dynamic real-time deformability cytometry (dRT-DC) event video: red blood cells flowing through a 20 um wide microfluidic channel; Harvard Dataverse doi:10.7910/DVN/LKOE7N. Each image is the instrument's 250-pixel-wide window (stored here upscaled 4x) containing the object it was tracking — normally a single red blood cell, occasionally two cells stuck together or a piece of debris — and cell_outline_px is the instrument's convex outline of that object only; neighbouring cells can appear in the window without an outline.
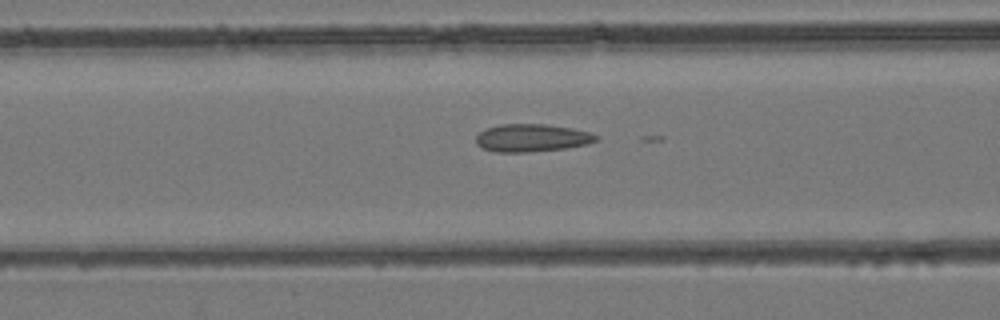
{"species": "common noctule bat (a hibernating species)", "species_latin": "Nyctalus noctula", "temperature_condition": "room temperature", "stored_images_in_passage": 51, "camera_frame_rate_fps": 3000, "um_per_image_px": 0.085, "animal": {"sex": "female", "body_mass_g": 24.6, "forearm_length_mm": 56.2}, "frame": {"image": 1, "passage_image": 21, "time_ms": 6.667, "image_size_px": [1000, 320], "cell_outline_px": [[600, 136], [596, 140], [588, 144], [564, 148], [528, 152], [496, 152], [484, 148], [476, 144], [476, 136], [484, 128], [500, 124], [544, 124], [572, 128], [588, 132]], "centroid_in_image_um": [45.18, 11.71], "position_along_channel_um": 121.4, "area_um2": 19.36}}
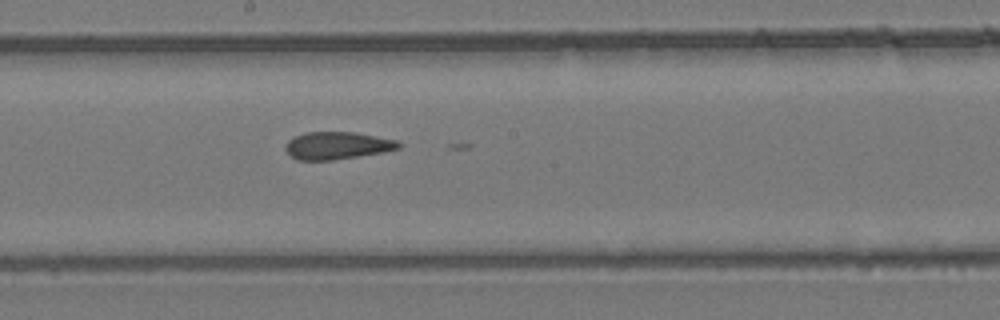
{"frame": {"image": 2, "passage_image": 28, "time_ms": 9.0, "image_size_px": [1000, 320], "cell_outline_px": [[400, 148], [384, 152], [332, 160], [296, 160], [284, 148], [288, 140], [304, 132], [352, 132], [396, 140], [400, 144]], "centroid_in_image_um": [28.64, 12.37], "position_along_channel_um": 219.6, "area_um2": 17.92}}
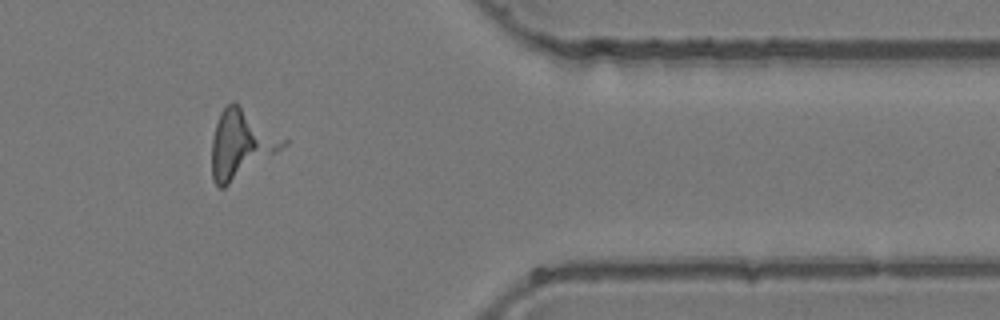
{"frame": {"image": 3, "passage_image": 42, "time_ms": 13.667, "image_size_px": [1000, 320], "cell_outline_px": [[288, 144], [224, 188], [220, 188], [212, 180], [212, 140], [216, 124], [220, 112], [232, 100], [288, 140]], "centroid_in_image_um": [20.47, 12.25], "position_along_channel_um": 390.9, "area_um2": 27.86}}